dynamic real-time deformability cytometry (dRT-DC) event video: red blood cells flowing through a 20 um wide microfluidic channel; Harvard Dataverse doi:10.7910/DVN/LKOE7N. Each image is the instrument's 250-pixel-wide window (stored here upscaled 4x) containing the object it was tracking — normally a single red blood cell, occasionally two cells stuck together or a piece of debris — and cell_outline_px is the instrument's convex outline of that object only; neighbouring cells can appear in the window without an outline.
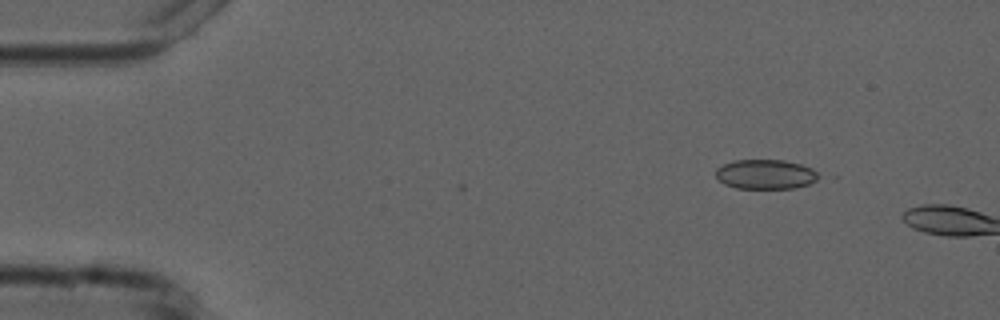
{"species": "common noctule bat (a hibernating species)", "species_latin": "Nyctalus noctula", "temperature_condition": "cold", "stored_images_in_passage": 3, "camera_frame_rate_fps": 3000, "um_per_image_px": 0.085, "animal": {"sex": "male", "forearm_length_mm": 52.5}, "frame": {"image": 1, "passage_image": 1, "time_ms": 0.0, "image_size_px": [1000, 320], "cell_outline_px": [[824, 176], [808, 184], [796, 188], [736, 188], [724, 184], [716, 176], [716, 168], [724, 164], [736, 160], [784, 160], [800, 164], [812, 168]], "centroid_in_image_um": [65.12, 14.81], "position_along_channel_um": 19.9, "area_um2": 17.8}}